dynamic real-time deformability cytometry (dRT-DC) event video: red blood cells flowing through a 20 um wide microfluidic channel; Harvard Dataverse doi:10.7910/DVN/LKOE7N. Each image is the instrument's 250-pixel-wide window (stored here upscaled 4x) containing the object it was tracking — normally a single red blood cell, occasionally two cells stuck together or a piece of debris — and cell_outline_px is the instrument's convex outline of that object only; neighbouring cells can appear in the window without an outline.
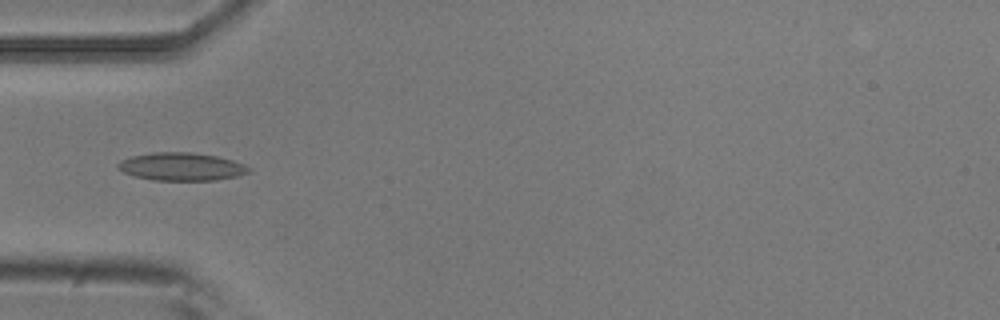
{"species": "common noctule bat (a hibernating species)", "species_latin": "Nyctalus noctula", "temperature_condition": "room temperature", "stored_images_in_passage": 7, "camera_frame_rate_fps": 3000, "um_per_image_px": 0.085, "animal": {"sex": "male", "body_mass_g": 20.5, "forearm_length_mm": 52.5}, "frame": {"image": 1, "passage_image": 4, "time_ms": 1.0, "image_size_px": [1000, 320], "cell_outline_px": [[248, 172], [236, 176], [216, 180], [152, 180], [136, 176], [124, 172], [116, 168], [116, 164], [120, 160], [132, 156], [152, 152], [188, 152], [216, 156], [232, 160], [244, 164], [248, 168]], "centroid_in_image_um": [15.36, 14.16], "position_along_channel_um": 69.6, "area_um2": 21.1}}
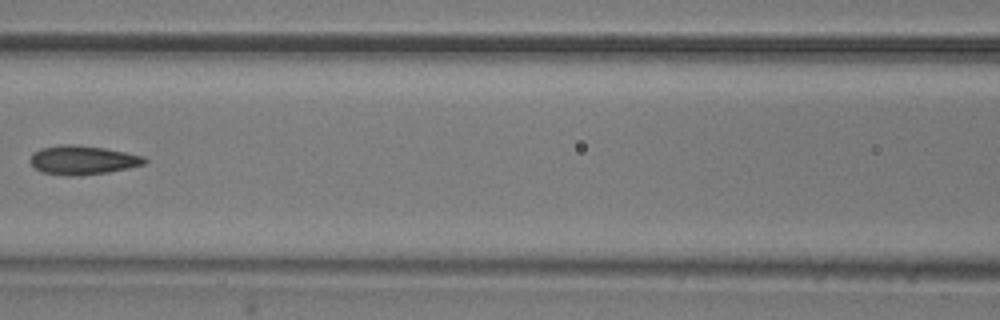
{"frame": {"image": 2, "passage_image": 6, "time_ms": 1.667, "image_size_px": [1000, 320], "cell_outline_px": [[148, 160], [144, 164], [128, 168], [108, 172], [72, 176], [64, 176], [40, 172], [32, 168], [28, 160], [32, 152], [40, 148], [64, 144], [72, 144], [104, 148], [144, 156]], "centroid_in_image_um": [6.94, 13.61], "position_along_channel_um": 159.7, "area_um2": 19.54}}
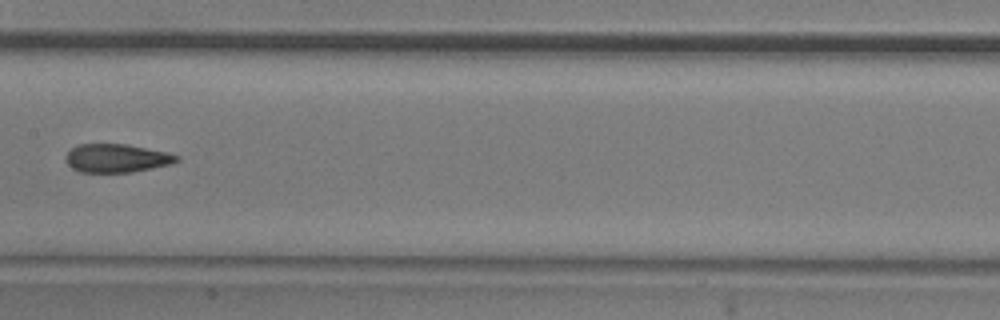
{"frame": {"image": 3, "passage_image": 7, "time_ms": 2.0, "image_size_px": [1000, 320], "cell_outline_px": [[180, 160], [172, 164], [132, 172], [80, 172], [72, 168], [64, 160], [64, 156], [72, 148], [80, 144], [128, 144], [168, 152], [180, 156]], "centroid_in_image_um": [9.93, 13.44], "position_along_channel_um": 197.5, "area_um2": 18.55}}